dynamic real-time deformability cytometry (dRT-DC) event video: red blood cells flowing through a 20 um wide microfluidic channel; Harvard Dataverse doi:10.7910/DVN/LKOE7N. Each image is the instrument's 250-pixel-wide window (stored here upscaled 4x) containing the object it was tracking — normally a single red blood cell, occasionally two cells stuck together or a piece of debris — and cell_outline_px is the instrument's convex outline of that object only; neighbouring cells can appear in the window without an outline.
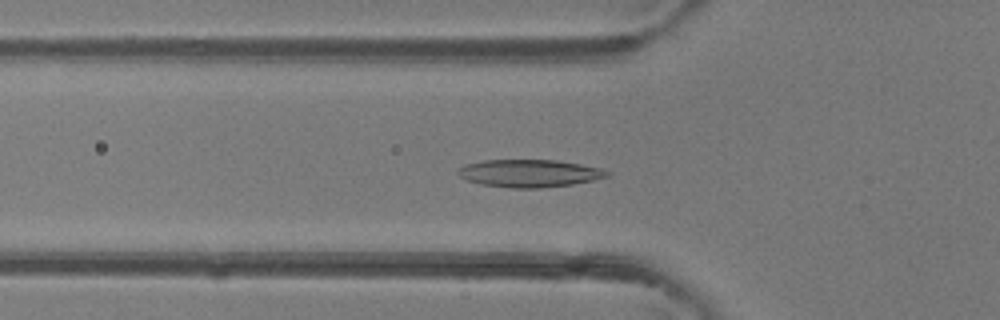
{"species": "common noctule bat (a hibernating species)", "species_latin": "Nyctalus noctula", "temperature_condition": "room temperature", "stored_images_in_passage": 34, "camera_frame_rate_fps": 3000, "um_per_image_px": 0.085, "animal": {"sex": "female"}, "frame": {"image": 1, "passage_image": 3, "time_ms": 0.667, "image_size_px": [1000, 320], "cell_outline_px": [[612, 172], [608, 176], [592, 180], [572, 184], [540, 188], [512, 188], [480, 184], [468, 180], [460, 176], [456, 172], [464, 164], [484, 160], [556, 160], [580, 164], [600, 168]], "centroid_in_image_um": [44.99, 14.73], "position_along_channel_um": 80.8, "area_um2": 23.87}}
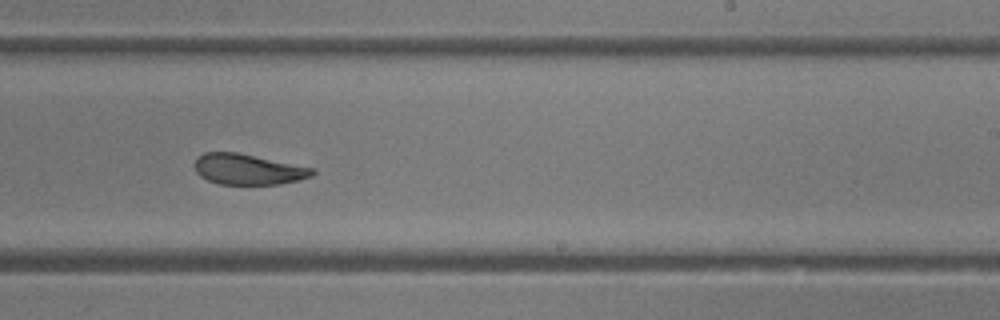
{"frame": {"image": 2, "passage_image": 16, "time_ms": 5.0, "image_size_px": [1000, 320], "cell_outline_px": [[316, 172], [312, 176], [300, 180], [280, 184], [216, 184], [200, 176], [196, 172], [192, 164], [204, 152], [236, 152], [316, 168]], "centroid_in_image_um": [21.1, 14.39], "position_along_channel_um": 267.9, "area_um2": 21.21}}
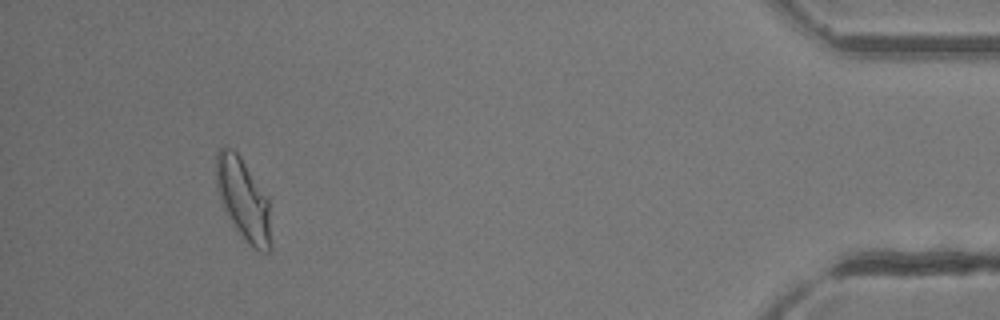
{"frame": {"image": 3, "passage_image": 31, "time_ms": 10.0, "image_size_px": [1000, 320], "cell_outline_px": [[272, 248], [268, 252], [260, 252], [252, 248], [244, 240], [228, 216], [220, 200], [216, 188], [216, 152], [224, 144], [232, 148], [236, 152], [268, 196], [272, 244]], "centroid_in_image_um": [20.69, 16.97], "position_along_channel_um": 414.5, "area_um2": 26.41}}